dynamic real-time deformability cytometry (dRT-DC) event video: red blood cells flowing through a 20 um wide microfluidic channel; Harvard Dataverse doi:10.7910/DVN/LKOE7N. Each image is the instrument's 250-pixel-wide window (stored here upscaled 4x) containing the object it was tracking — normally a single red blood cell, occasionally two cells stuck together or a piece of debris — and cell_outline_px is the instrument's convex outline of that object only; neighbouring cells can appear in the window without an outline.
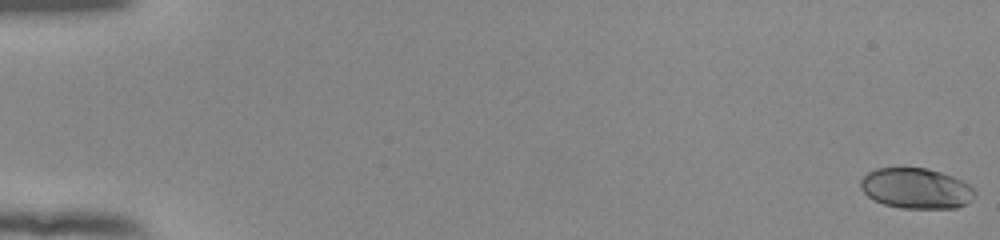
{"species": "human", "species_latin": "Homo sapiens", "temperature_condition": "room temperature", "stored_images_in_passage": 54, "camera_frame_rate_fps": 3000, "um_per_image_px": 0.085, "donor": {"sex": "female"}, "frame": {"image": 1, "passage_image": 1, "time_ms": 0.0, "image_size_px": [1000, 240], "cell_outline_px": [[976, 192], [972, 200], [956, 208], [900, 208], [884, 204], [872, 200], [860, 188], [860, 180], [868, 172], [876, 168], [928, 168], [952, 176], [968, 184]], "centroid_in_image_um": [77.84, 16.01], "position_along_channel_um": 7.2, "area_um2": 26.93}}
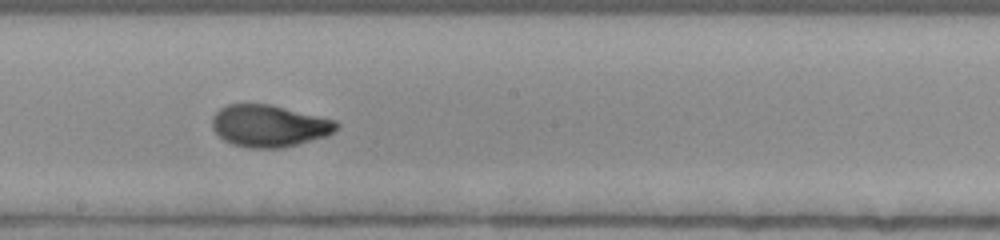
{"frame": {"image": 2, "passage_image": 32, "time_ms": 10.333, "image_size_px": [1000, 240], "cell_outline_px": [[340, 124], [332, 132], [324, 136], [296, 144], [280, 148], [248, 148], [232, 144], [224, 140], [212, 128], [212, 116], [220, 108], [228, 104], [268, 104], [336, 120]], "centroid_in_image_um": [22.83, 10.69], "position_along_channel_um": 225.4, "area_um2": 30.06}}
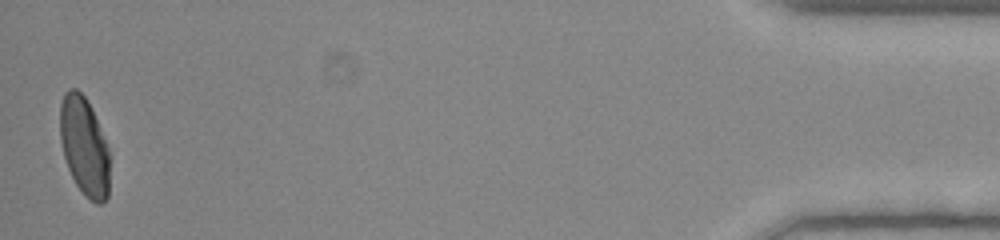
{"frame": {"image": 3, "passage_image": 54, "time_ms": 17.667, "image_size_px": [1000, 240], "cell_outline_px": [[108, 196], [100, 204], [96, 204], [84, 196], [76, 184], [68, 168], [64, 156], [60, 140], [60, 104], [64, 92], [68, 88], [76, 88], [84, 96], [92, 108], [108, 148]], "centroid_in_image_um": [7.14, 12.42], "position_along_channel_um": 428.1, "area_um2": 28.38}, "authors_computed_cell_mechanics": {"area_um2": 29.7381, "velocity_mm_per_s": 3.9101, "shape_relaxation_time_tau1_ms": 3.8627, "shape_relaxation_time_tau2_ms": 0.7338, "deformation_change_tau1": 0.1745, "deformation_change_tau2": 0.0562}}